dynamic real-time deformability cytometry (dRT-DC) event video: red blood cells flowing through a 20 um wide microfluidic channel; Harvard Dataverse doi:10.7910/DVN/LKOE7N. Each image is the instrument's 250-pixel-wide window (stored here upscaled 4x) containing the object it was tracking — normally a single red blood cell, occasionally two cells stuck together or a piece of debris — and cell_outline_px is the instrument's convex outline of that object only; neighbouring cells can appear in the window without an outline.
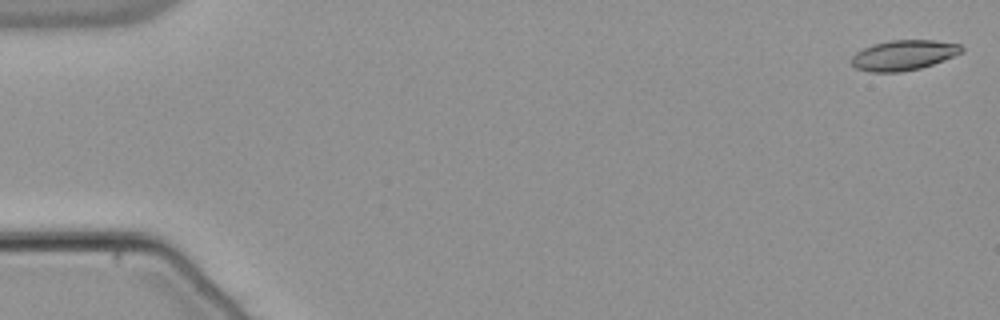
{"species": "common noctule bat (a hibernating species)", "species_latin": "Nyctalus noctula", "temperature_condition": "warm", "stored_images_in_passage": 53, "camera_frame_rate_fps": 3000, "um_per_image_px": 0.085, "animal": {"sex": "male", "body_mass_g": 21.5, "forearm_length_mm": 52.0}, "frame": {"image": 1, "passage_image": 1, "time_ms": 0.0, "image_size_px": [1000, 320], "cell_outline_px": [[964, 52], [944, 60], [920, 68], [900, 72], [868, 72], [856, 68], [852, 64], [852, 56], [856, 52], [872, 44], [892, 40], [936, 40], [960, 44], [964, 48]], "centroid_in_image_um": [76.83, 4.68], "position_along_channel_um": 8.2, "area_um2": 19.42}}
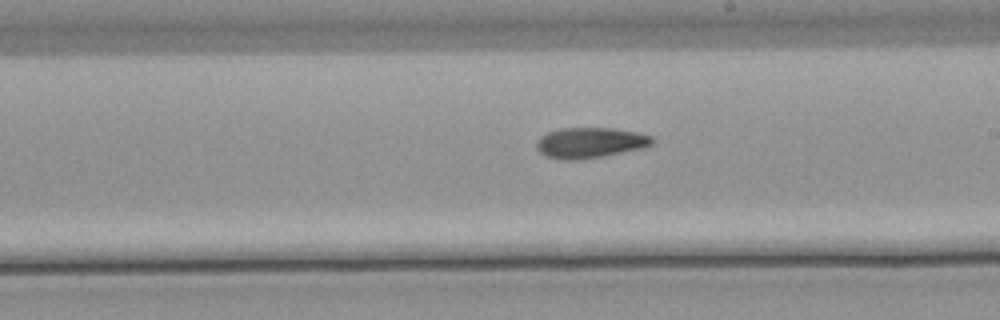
{"frame": {"image": 2, "passage_image": 31, "time_ms": 10.0, "image_size_px": [1000, 320], "cell_outline_px": [[656, 140], [652, 144], [644, 148], [600, 156], [572, 160], [568, 160], [544, 156], [536, 148], [536, 140], [540, 136], [548, 132], [560, 128], [612, 128], [636, 132], [652, 136]], "centroid_in_image_um": [50.15, 12.12], "position_along_channel_um": 238.9, "area_um2": 20.52}}
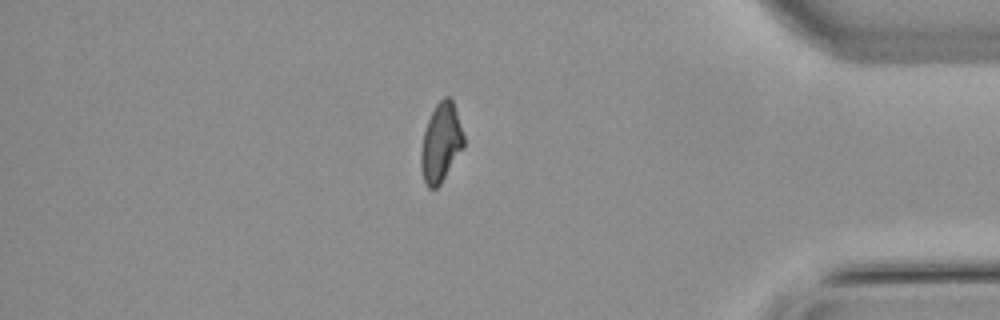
{"frame": {"image": 3, "passage_image": 46, "time_ms": 15.0, "image_size_px": [1000, 320], "cell_outline_px": [[464, 148], [440, 184], [436, 188], [428, 188], [424, 180], [420, 168], [420, 152], [424, 132], [428, 120], [436, 104], [444, 96], [448, 96], [452, 100], [464, 136]], "centroid_in_image_um": [37.47, 12.15], "position_along_channel_um": 397.7, "area_um2": 19.54}}